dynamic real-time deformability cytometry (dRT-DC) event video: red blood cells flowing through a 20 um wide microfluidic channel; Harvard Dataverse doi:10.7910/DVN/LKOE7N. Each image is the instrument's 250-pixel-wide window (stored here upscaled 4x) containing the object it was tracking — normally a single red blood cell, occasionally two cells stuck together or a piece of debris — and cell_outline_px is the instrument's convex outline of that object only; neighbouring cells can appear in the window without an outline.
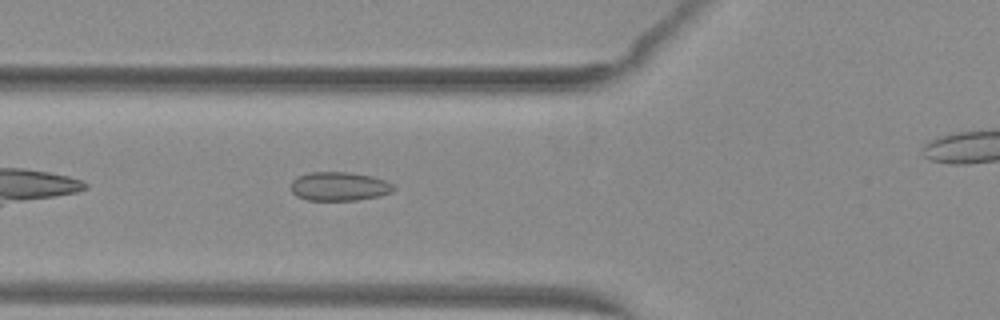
{"species": "common noctule bat (a hibernating species)", "species_latin": "Nyctalus noctula", "temperature_condition": "warm", "stored_images_in_passage": 31, "camera_frame_rate_fps": 3000, "um_per_image_px": 0.085, "animal": {"sex": "female", "body_mass_g": 29.2, "forearm_length_mm": 56.3}, "frame": {"image": 1, "passage_image": 5, "time_ms": 1.333, "image_size_px": [1000, 320], "cell_outline_px": [[396, 188], [392, 192], [380, 196], [356, 200], [308, 200], [296, 196], [292, 192], [292, 180], [308, 172], [348, 172], [372, 176], [384, 180], [392, 184]], "centroid_in_image_um": [28.85, 15.84], "position_along_channel_um": 97.0, "area_um2": 17.22}}
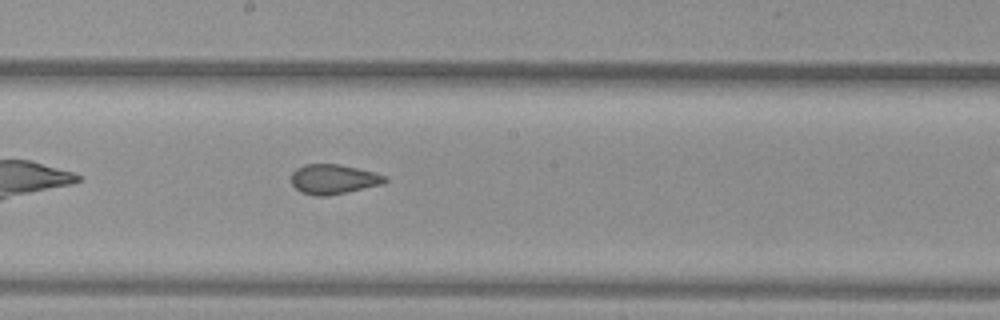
{"frame": {"image": 2, "passage_image": 14, "time_ms": 4.333, "image_size_px": [1000, 320], "cell_outline_px": [[388, 180], [384, 184], [328, 196], [312, 196], [300, 192], [292, 184], [292, 172], [296, 168], [304, 164], [340, 164], [376, 172], [388, 176]], "centroid_in_image_um": [28.37, 15.23], "position_along_channel_um": 219.8, "area_um2": 16.53}}
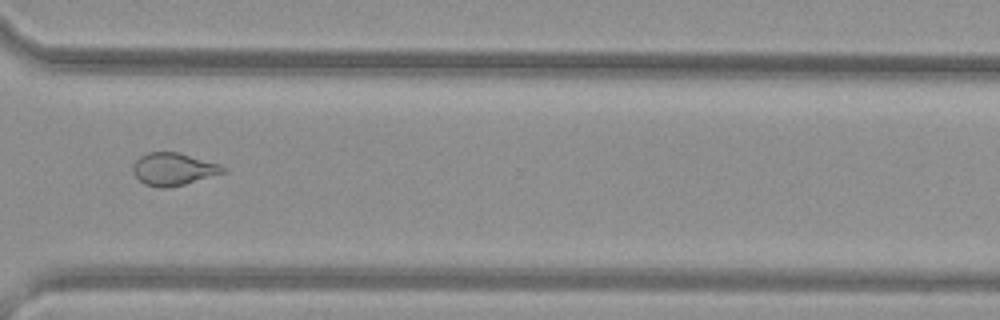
{"frame": {"image": 3, "passage_image": 24, "time_ms": 7.667, "image_size_px": [1000, 320], "cell_outline_px": [[228, 172], [184, 184], [168, 188], [156, 188], [144, 184], [132, 172], [132, 168], [136, 160], [140, 156], [148, 152], [176, 152], [220, 164], [228, 168]], "centroid_in_image_um": [14.76, 14.39], "position_along_channel_um": 355.8, "area_um2": 17.17}}